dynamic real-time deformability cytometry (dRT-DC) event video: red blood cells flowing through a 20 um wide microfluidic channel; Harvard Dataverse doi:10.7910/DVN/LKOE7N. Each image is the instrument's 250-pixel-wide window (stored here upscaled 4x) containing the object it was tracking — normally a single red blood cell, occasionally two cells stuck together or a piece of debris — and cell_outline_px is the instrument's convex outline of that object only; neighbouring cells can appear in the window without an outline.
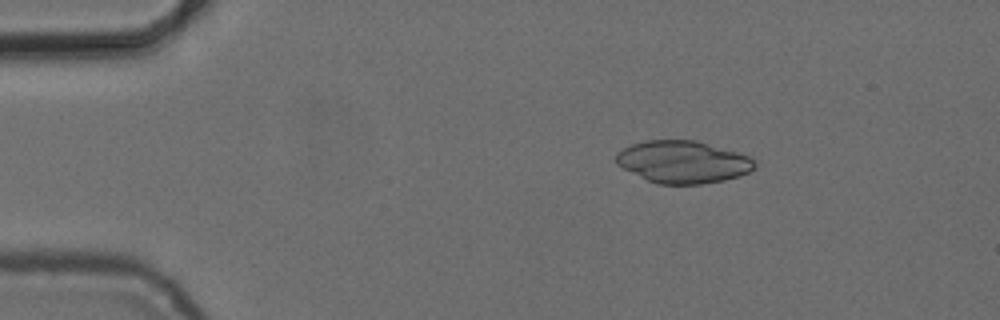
{"species": "common noctule bat (a hibernating species)", "species_latin": "Nyctalus noctula", "temperature_condition": "cold", "stored_images_in_passage": 5, "camera_frame_rate_fps": 3000, "um_per_image_px": 0.085, "animal": {"sex": "female", "body_mass_g": 24.6, "forearm_length_mm": 56.2}, "frame": {"image": 1, "passage_image": 3, "time_ms": 2.667, "image_size_px": [1000, 320], "cell_outline_px": [[756, 164], [748, 172], [740, 176], [724, 180], [700, 184], [656, 184], [616, 164], [616, 152], [632, 144], [644, 140], [696, 140], [736, 152], [748, 156]], "centroid_in_image_um": [58.02, 13.76], "position_along_channel_um": 27.0, "area_um2": 33.87}}